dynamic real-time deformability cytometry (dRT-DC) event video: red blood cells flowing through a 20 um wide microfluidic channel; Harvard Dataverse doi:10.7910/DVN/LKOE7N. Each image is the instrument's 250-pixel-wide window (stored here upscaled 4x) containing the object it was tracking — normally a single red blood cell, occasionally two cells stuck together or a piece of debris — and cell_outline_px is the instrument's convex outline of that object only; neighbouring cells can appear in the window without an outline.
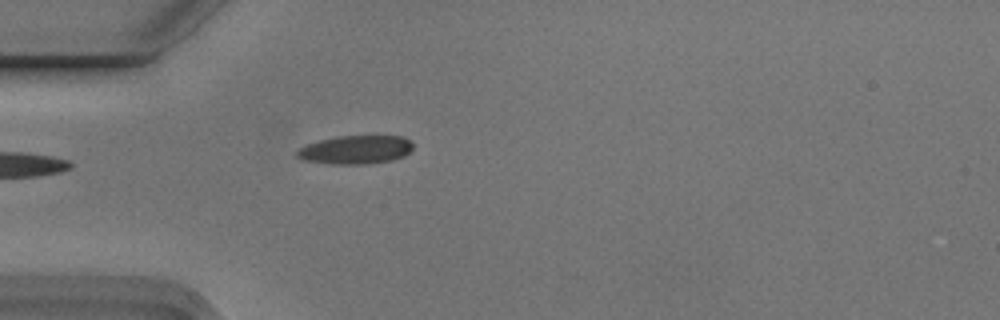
{"species": "Egyptian fruit bat (a non-hibernating species)", "species_latin": "Rousettus aegyptiacus", "temperature_condition": "cold", "stored_images_in_passage": 4, "camera_frame_rate_fps": 3000, "um_per_image_px": 0.085, "animal": {"sex": "male"}, "frame": {"image": 1, "passage_image": 4, "time_ms": 1.0, "image_size_px": [1000, 320], "cell_outline_px": [[412, 148], [404, 156], [392, 160], [368, 164], [332, 164], [300, 160], [296, 156], [296, 152], [300, 148], [308, 144], [320, 140], [336, 136], [404, 136], [412, 140]], "centroid_in_image_um": [30.23, 12.73], "position_along_channel_um": 54.8, "area_um2": 19.42}}